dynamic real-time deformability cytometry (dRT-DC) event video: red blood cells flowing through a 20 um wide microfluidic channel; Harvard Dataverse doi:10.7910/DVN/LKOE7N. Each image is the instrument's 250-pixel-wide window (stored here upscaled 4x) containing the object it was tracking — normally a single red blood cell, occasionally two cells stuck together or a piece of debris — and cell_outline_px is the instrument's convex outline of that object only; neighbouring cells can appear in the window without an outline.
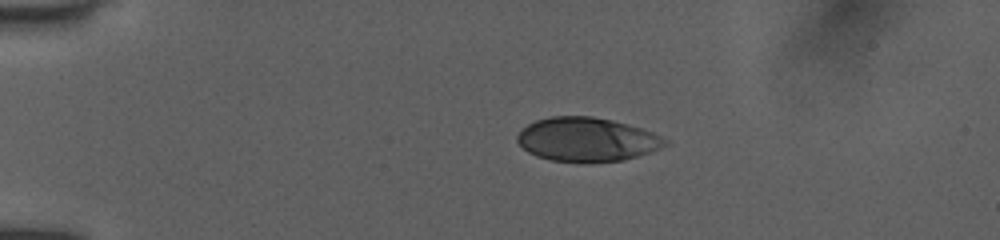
{"species": "human", "species_latin": "Homo sapiens", "temperature_condition": "room temperature", "stored_images_in_passage": 42, "camera_frame_rate_fps": 3000, "um_per_image_px": 0.085, "donor": {"sex": "female"}, "frame": {"image": 1, "passage_image": 1, "time_ms": 0.0, "image_size_px": [1000, 240], "cell_outline_px": [[668, 144], [660, 148], [624, 160], [588, 164], [552, 160], [536, 156], [528, 152], [516, 140], [516, 136], [528, 124], [536, 120], [552, 116], [592, 116], [612, 120], [628, 124], [652, 132], [668, 140]], "centroid_in_image_um": [49.88, 11.87], "position_along_channel_um": 35.1, "area_um2": 38.03}}
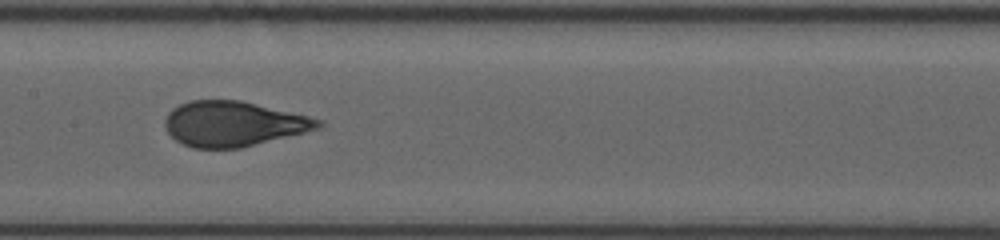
{"frame": {"image": 2, "passage_image": 17, "time_ms": 5.333, "image_size_px": [1000, 240], "cell_outline_px": [[324, 124], [320, 128], [240, 148], [192, 148], [176, 140], [168, 132], [164, 124], [164, 120], [168, 112], [172, 108], [188, 100], [240, 100], [308, 116], [320, 120]], "centroid_in_image_um": [19.8, 10.52], "position_along_channel_um": 187.6, "area_um2": 40.0}}
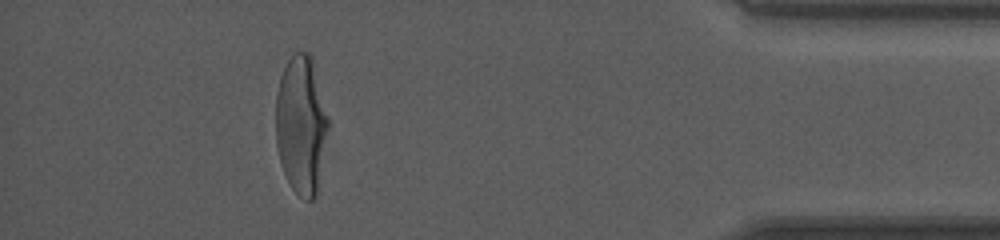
{"frame": {"image": 3, "passage_image": 37, "time_ms": 12.0, "image_size_px": [1000, 240], "cell_outline_px": [[328, 128], [316, 196], [312, 200], [304, 200], [292, 188], [280, 164], [276, 144], [276, 92], [280, 76], [292, 52], [308, 52], [312, 60], [328, 116]], "centroid_in_image_um": [25.58, 10.61], "position_along_channel_um": 409.6, "area_um2": 42.08}, "authors_computed_cell_mechanics": {"area_um2": 40.4022, "velocity_mm_per_s": 3.9786, "shape_relaxation_time_tau1_ms": 4.6164, "shape_relaxation_time_tau2_ms": null, "deformation_change_tau1": 0.2089, "deformation_change_tau2": null}}